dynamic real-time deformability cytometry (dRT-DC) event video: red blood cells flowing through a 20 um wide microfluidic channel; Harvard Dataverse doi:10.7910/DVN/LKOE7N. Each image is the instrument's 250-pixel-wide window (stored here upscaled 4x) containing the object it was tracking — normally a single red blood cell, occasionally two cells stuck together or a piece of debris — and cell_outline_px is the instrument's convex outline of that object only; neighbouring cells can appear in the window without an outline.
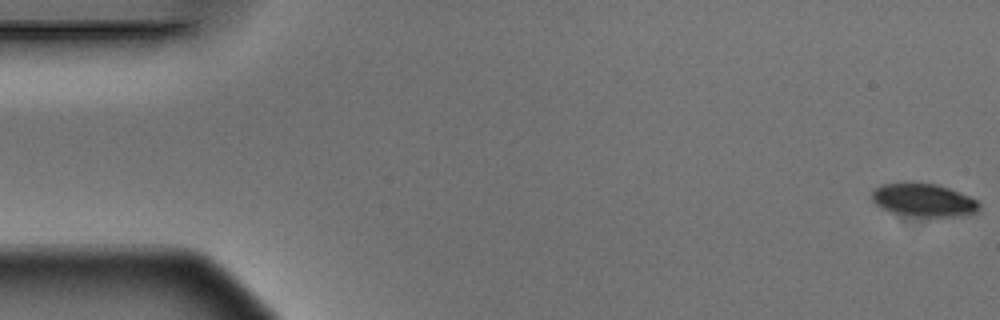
{"species": "Egyptian fruit bat (a non-hibernating species)", "species_latin": "Rousettus aegyptiacus", "temperature_condition": "warm", "stored_images_in_passage": 5, "camera_frame_rate_fps": 3000, "um_per_image_px": 0.085, "animal": {"sex": "male"}, "frame": {"image": 1, "passage_image": 1, "time_ms": 0.0, "image_size_px": [1000, 320], "cell_outline_px": [[980, 208], [976, 212], [968, 216], [924, 216], [892, 212], [876, 204], [872, 200], [872, 192], [880, 184], [936, 184], [948, 188], [968, 196], [976, 200], [980, 204]], "centroid_in_image_um": [78.55, 17.02], "position_along_channel_um": 6.4, "area_um2": 20.0}}
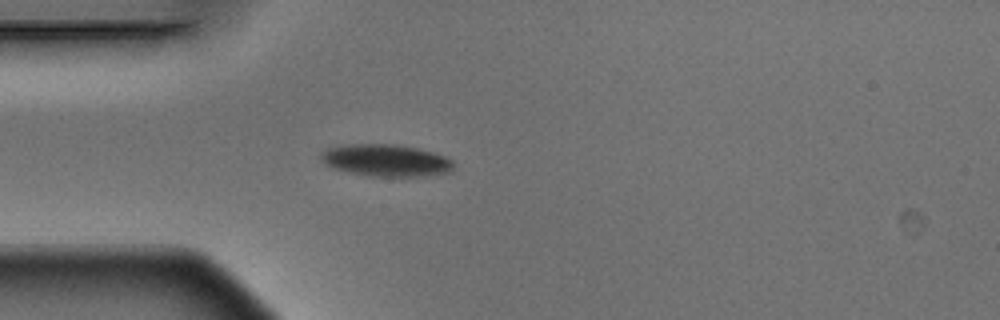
{"frame": {"image": 2, "passage_image": 5, "time_ms": 1.333, "image_size_px": [1000, 320], "cell_outline_px": [[452, 172], [432, 176], [368, 176], [332, 168], [324, 164], [320, 160], [320, 152], [328, 148], [344, 144], [396, 144], [416, 148], [432, 152], [444, 156], [452, 160]], "centroid_in_image_um": [32.78, 13.63], "position_along_channel_um": 52.2, "area_um2": 24.97}}